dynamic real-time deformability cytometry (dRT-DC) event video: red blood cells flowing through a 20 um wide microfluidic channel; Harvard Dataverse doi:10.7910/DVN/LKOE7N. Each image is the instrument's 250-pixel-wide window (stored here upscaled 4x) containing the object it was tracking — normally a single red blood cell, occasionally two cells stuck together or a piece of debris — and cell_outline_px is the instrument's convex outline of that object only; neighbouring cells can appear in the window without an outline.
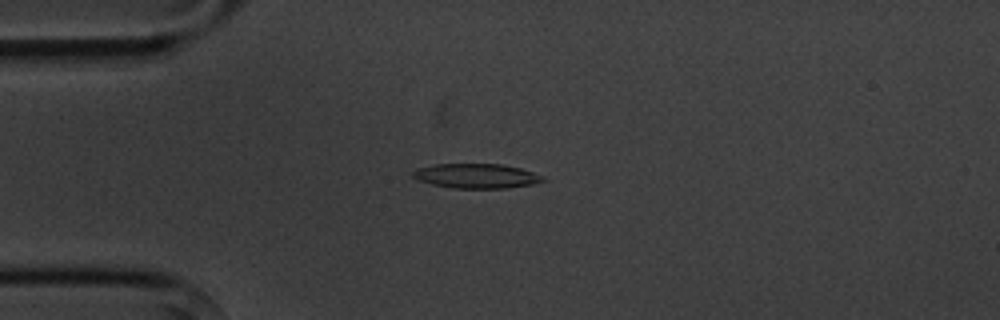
{"species": "common noctule bat (a hibernating species)", "species_latin": "Nyctalus noctula", "temperature_condition": "cold", "stored_images_in_passage": 9, "camera_frame_rate_fps": 3000, "um_per_image_px": 0.085, "animal": {"sex": "male", "body_mass_g": 20.1, "forearm_length_mm": 53.5}, "frame": {"image": 1, "passage_image": 4, "time_ms": 3.333, "image_size_px": [1000, 320], "cell_outline_px": [[548, 180], [532, 184], [508, 188], [452, 188], [432, 184], [416, 180], [412, 176], [412, 172], [416, 168], [436, 164], [500, 164], [520, 168], [544, 176]], "centroid_in_image_um": [40.48, 14.96], "position_along_channel_um": 44.5, "area_um2": 18.73}}
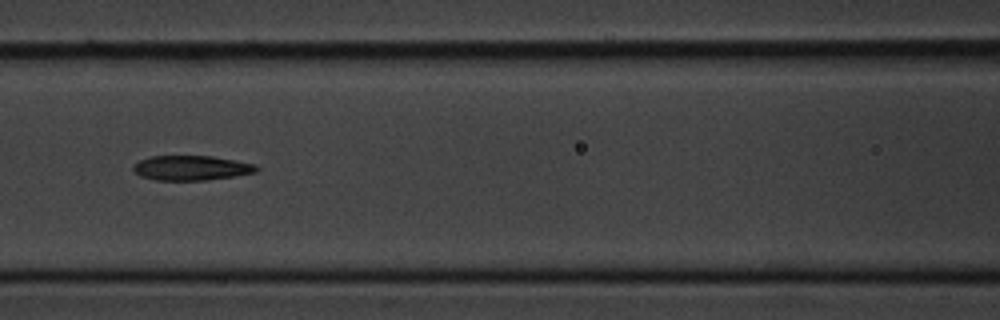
{"frame": {"image": 2, "passage_image": 7, "time_ms": 6.667, "image_size_px": [1000, 320], "cell_outline_px": [[260, 168], [256, 172], [232, 176], [204, 180], [156, 180], [140, 176], [132, 168], [140, 160], [152, 156], [212, 156], [236, 160], [256, 164]], "centroid_in_image_um": [16.29, 14.27], "position_along_channel_um": 150.3, "area_um2": 17.63}}
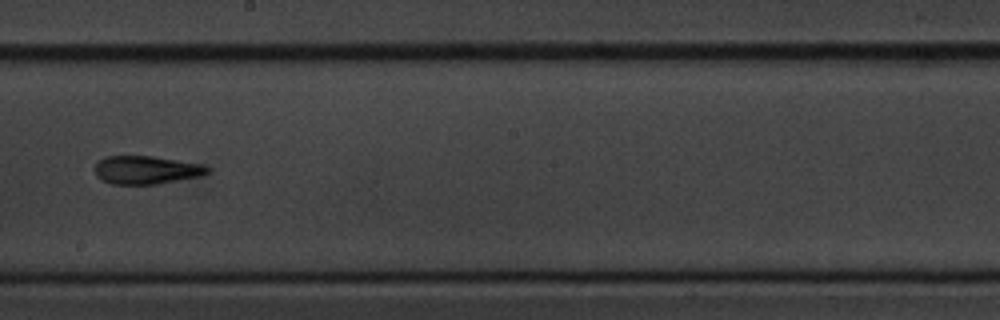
{"frame": {"image": 3, "passage_image": 9, "time_ms": 9.0, "image_size_px": [1000, 320], "cell_outline_px": [[208, 172], [200, 176], [156, 184], [112, 184], [96, 176], [96, 164], [100, 160], [108, 156], [152, 156], [200, 164], [208, 168]], "centroid_in_image_um": [12.41, 14.45], "position_along_channel_um": 235.8, "area_um2": 18.09}}